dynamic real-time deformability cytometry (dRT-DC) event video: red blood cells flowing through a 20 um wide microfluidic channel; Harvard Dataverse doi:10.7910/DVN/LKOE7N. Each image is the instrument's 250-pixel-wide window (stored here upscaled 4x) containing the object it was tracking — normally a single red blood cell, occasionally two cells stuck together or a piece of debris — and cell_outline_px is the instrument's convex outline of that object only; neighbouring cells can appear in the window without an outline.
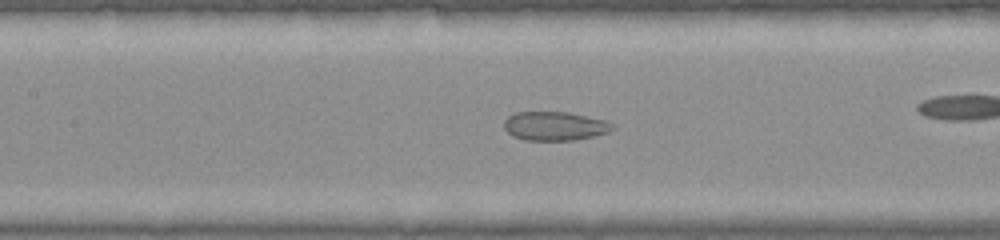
{"species": "common noctule bat (a hibernating species)", "species_latin": "Nyctalus noctula", "temperature_condition": "warm", "stored_images_in_passage": 42, "segment_of_instrument_passage": [2, 2], "camera_frame_rate_fps": 3000, "um_per_image_px": 0.085, "animal": {"sex": "female", "body_mass_g": 22.0, "forearm_length_mm": 56.7}, "frame": {"image": 1, "passage_image": 19, "time_ms": 6.0, "image_size_px": [1000, 240], "cell_outline_px": [[616, 128], [608, 132], [592, 136], [572, 140], [524, 140], [512, 136], [504, 128], [504, 120], [508, 116], [516, 112], [568, 112], [604, 120], [612, 124]], "centroid_in_image_um": [47.12, 10.71], "position_along_channel_um": 160.3, "area_um2": 18.15}}
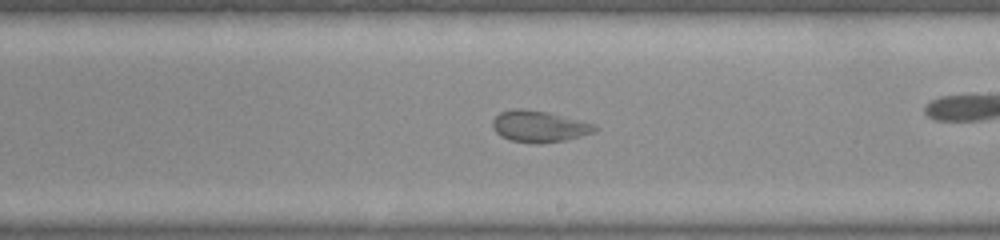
{"frame": {"image": 2, "passage_image": 24, "time_ms": 7.667, "image_size_px": [1000, 240], "cell_outline_px": [[600, 128], [596, 132], [564, 140], [540, 144], [532, 144], [508, 140], [500, 136], [492, 128], [492, 120], [500, 112], [512, 108], [520, 108], [548, 112], [596, 124]], "centroid_in_image_um": [45.82, 10.75], "position_along_channel_um": 243.2, "area_um2": 19.07}}